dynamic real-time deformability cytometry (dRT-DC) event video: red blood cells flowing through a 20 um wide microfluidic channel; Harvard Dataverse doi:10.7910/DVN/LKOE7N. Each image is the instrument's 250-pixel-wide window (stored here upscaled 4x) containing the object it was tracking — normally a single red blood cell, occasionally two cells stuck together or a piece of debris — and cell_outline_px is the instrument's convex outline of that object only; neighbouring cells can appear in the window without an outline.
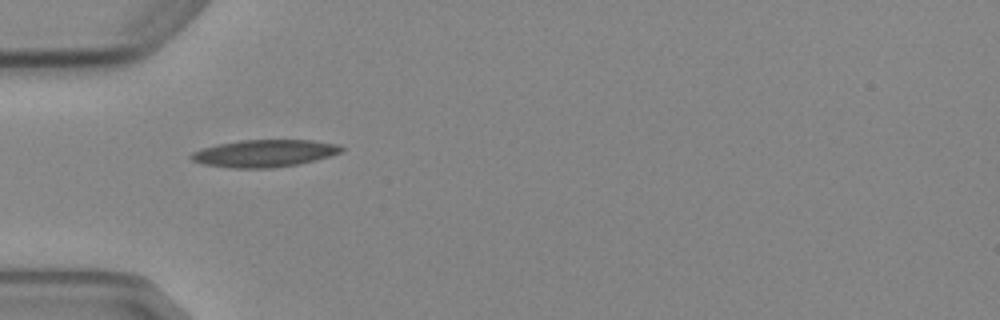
{"species": "Egyptian fruit bat (a non-hibernating species)", "species_latin": "Rousettus aegyptiacus", "temperature_condition": "cold", "stored_images_in_passage": 3, "camera_frame_rate_fps": 3000, "um_per_image_px": 0.085, "animal": {"sex": "female"}, "frame": {"image": 1, "passage_image": 1, "time_ms": 0.0, "image_size_px": [1000, 320], "cell_outline_px": [[344, 152], [316, 160], [296, 164], [272, 168], [232, 168], [204, 164], [192, 160], [188, 156], [192, 152], [200, 148], [216, 144], [240, 140], [312, 140], [340, 144], [344, 148]], "centroid_in_image_um": [22.48, 13.02], "position_along_channel_um": 62.5, "area_um2": 24.1}}
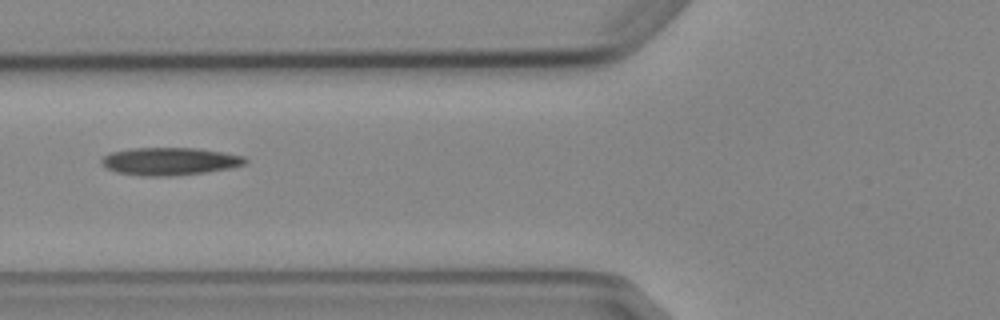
{"frame": {"image": 2, "passage_image": 2, "time_ms": 1.333, "image_size_px": [1000, 320], "cell_outline_px": [[248, 160], [244, 164], [232, 168], [208, 172], [172, 176], [140, 176], [116, 172], [100, 164], [100, 160], [104, 156], [112, 152], [132, 148], [196, 148], [224, 152], [244, 156]], "centroid_in_image_um": [14.44, 13.72], "position_along_channel_um": 111.4, "area_um2": 23.35}}